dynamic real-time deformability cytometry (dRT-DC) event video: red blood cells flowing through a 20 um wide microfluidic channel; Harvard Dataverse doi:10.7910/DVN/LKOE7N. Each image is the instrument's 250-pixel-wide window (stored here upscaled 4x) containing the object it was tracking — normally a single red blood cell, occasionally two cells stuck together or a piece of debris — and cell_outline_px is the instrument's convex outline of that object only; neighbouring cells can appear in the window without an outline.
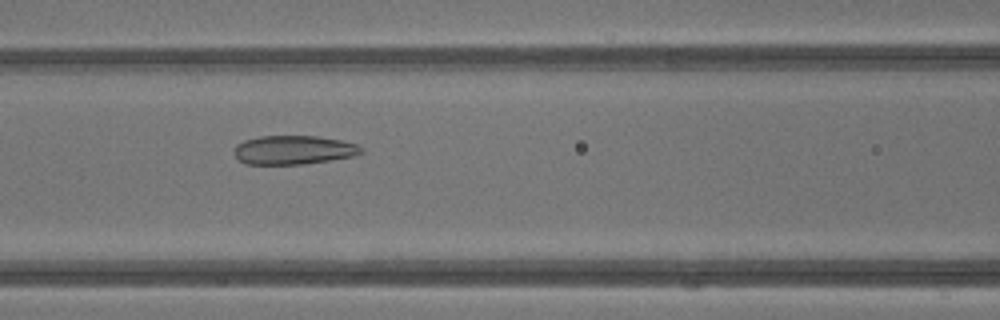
{"species": "common noctule bat (a hibernating species)", "species_latin": "Nyctalus noctula", "temperature_condition": "warm", "stored_images_in_passage": 29, "camera_frame_rate_fps": 3000, "um_per_image_px": 0.085, "animal": {"sex": "male", "body_mass_g": 13.3}, "frame": {"image": 1, "passage_image": 5, "time_ms": 1.333, "image_size_px": [1000, 320], "cell_outline_px": [[364, 152], [356, 156], [304, 164], [244, 164], [236, 156], [236, 144], [244, 140], [260, 136], [320, 136], [340, 140], [356, 144], [364, 148]], "centroid_in_image_um": [25.01, 12.74], "position_along_channel_um": 141.6, "area_um2": 21.44}}
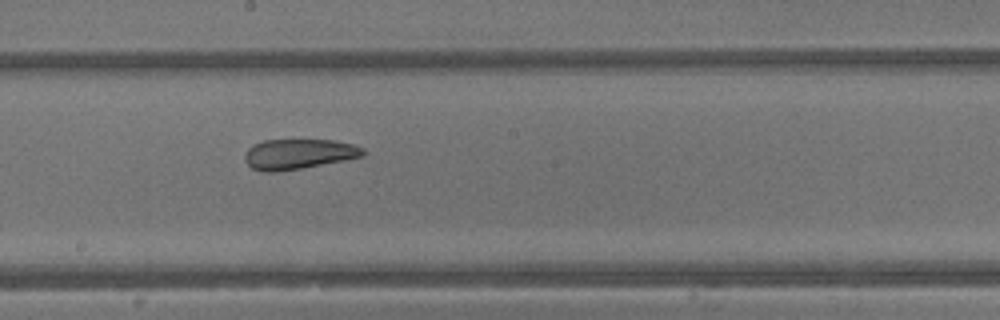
{"frame": {"image": 2, "passage_image": 10, "time_ms": 3.0, "image_size_px": [1000, 320], "cell_outline_px": [[364, 156], [344, 160], [300, 168], [276, 172], [260, 172], [252, 168], [244, 160], [244, 156], [248, 148], [264, 140], [332, 140], [352, 144], [364, 148]], "centroid_in_image_um": [25.35, 13.1], "position_along_channel_um": 222.8, "area_um2": 20.63}}
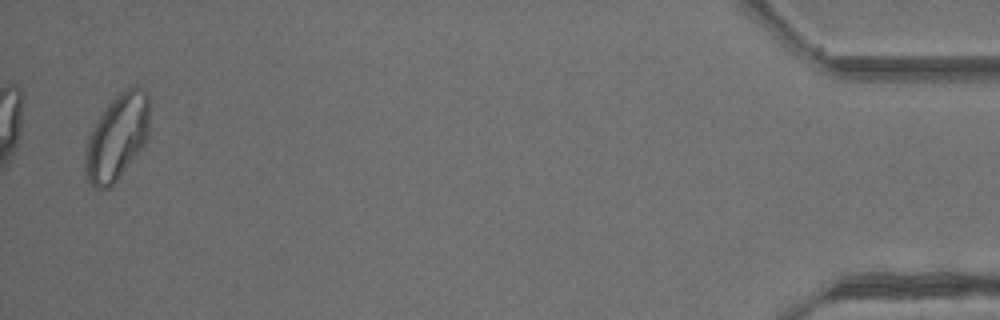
{"frame": {"image": 3, "passage_image": 28, "time_ms": 9.0, "image_size_px": [1000, 320], "cell_outline_px": [[148, 136], [144, 144], [112, 188], [96, 188], [84, 176], [84, 152], [88, 136], [96, 120], [108, 104], [120, 92], [132, 84], [136, 84], [148, 92]], "centroid_in_image_um": [9.93, 11.66], "position_along_channel_um": 425.3, "area_um2": 32.48}}